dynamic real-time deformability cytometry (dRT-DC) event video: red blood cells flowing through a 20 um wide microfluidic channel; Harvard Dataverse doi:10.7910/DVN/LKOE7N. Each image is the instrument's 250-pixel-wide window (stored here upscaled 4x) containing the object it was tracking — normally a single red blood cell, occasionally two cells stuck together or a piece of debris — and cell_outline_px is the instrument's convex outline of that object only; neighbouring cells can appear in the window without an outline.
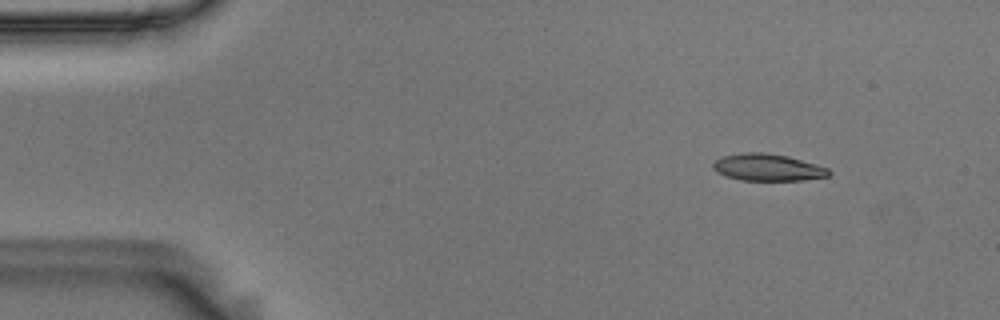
{"species": "Egyptian fruit bat (a non-hibernating species)", "species_latin": "Rousettus aegyptiacus", "temperature_condition": "room temperature", "stored_images_in_passage": 50, "camera_frame_rate_fps": 3000, "um_per_image_px": 0.085, "animal": {"sex": "male"}, "frame": {"image": 1, "passage_image": 1, "time_ms": 0.0, "image_size_px": [1000, 320], "cell_outline_px": [[832, 172], [828, 176], [804, 180], [740, 180], [716, 172], [712, 168], [712, 164], [720, 156], [744, 152], [764, 152], [788, 156], [816, 164], [828, 168]], "centroid_in_image_um": [65.24, 14.22], "position_along_channel_um": 19.8, "area_um2": 18.26}}
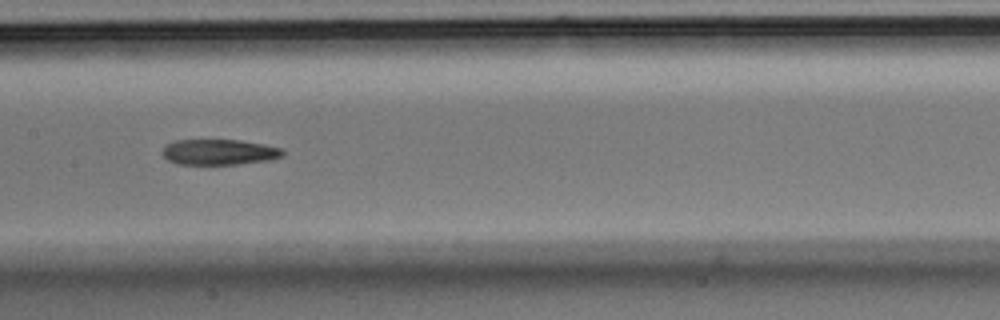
{"frame": {"image": 2, "passage_image": 22, "time_ms": 7.0, "image_size_px": [1000, 320], "cell_outline_px": [[284, 152], [280, 156], [268, 160], [236, 164], [176, 164], [168, 160], [160, 152], [168, 144], [176, 140], [240, 140], [264, 144], [284, 148]], "centroid_in_image_um": [18.62, 12.92], "position_along_channel_um": 188.8, "area_um2": 17.86}}
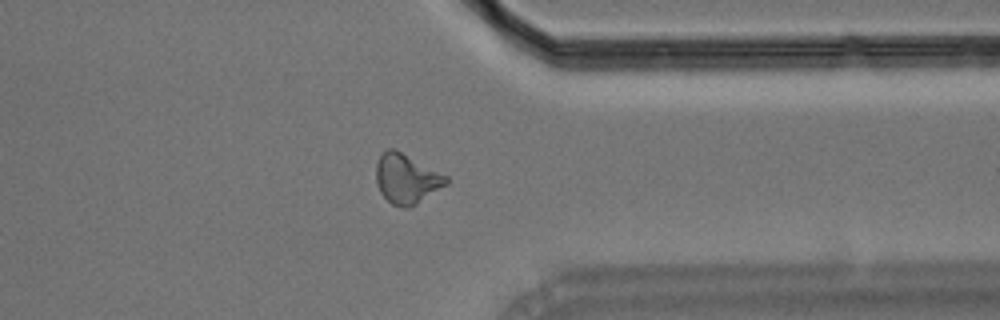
{"frame": {"image": 3, "passage_image": 38, "time_ms": 12.333, "image_size_px": [1000, 320], "cell_outline_px": [[448, 184], [416, 204], [408, 208], [404, 208], [392, 204], [380, 192], [376, 180], [376, 160], [380, 152], [388, 148], [396, 148], [448, 176]], "centroid_in_image_um": [34.54, 15.15], "position_along_channel_um": 376.9, "area_um2": 20.58}, "authors_computed_cell_mechanics": {"area_um2": 19.3341, "velocity_mm_per_s": 3.6177, "shape_relaxation_time_tau1_ms": 9.9227, "shape_relaxation_time_tau2_ms": 8.8997, "deformation_change_tau1": 0.2109, "deformation_change_tau2": 0.1751}}